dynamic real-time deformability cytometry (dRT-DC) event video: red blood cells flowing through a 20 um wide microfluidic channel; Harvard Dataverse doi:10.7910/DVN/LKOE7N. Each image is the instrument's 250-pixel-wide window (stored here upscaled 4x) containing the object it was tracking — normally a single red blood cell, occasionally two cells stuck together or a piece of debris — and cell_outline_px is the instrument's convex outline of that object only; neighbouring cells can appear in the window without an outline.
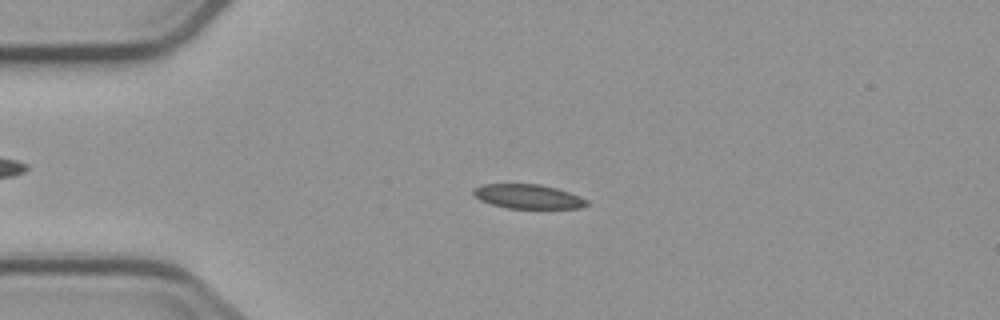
{"species": "common noctule bat (a hibernating species)", "species_latin": "Nyctalus noctula", "temperature_condition": "cold", "stored_images_in_passage": 10, "camera_frame_rate_fps": 3000, "um_per_image_px": 0.085, "animal": {"sex": "male", "body_mass_g": 23.1, "forearm_length_mm": 52.7}, "frame": {"image": 1, "passage_image": 4, "time_ms": 3.333, "image_size_px": [1000, 320], "cell_outline_px": [[588, 204], [580, 208], [508, 208], [492, 204], [480, 200], [472, 192], [472, 188], [480, 184], [540, 184], [556, 188], [580, 196], [588, 200]], "centroid_in_image_um": [44.86, 16.69], "position_along_channel_um": 40.1, "area_um2": 16.01}}
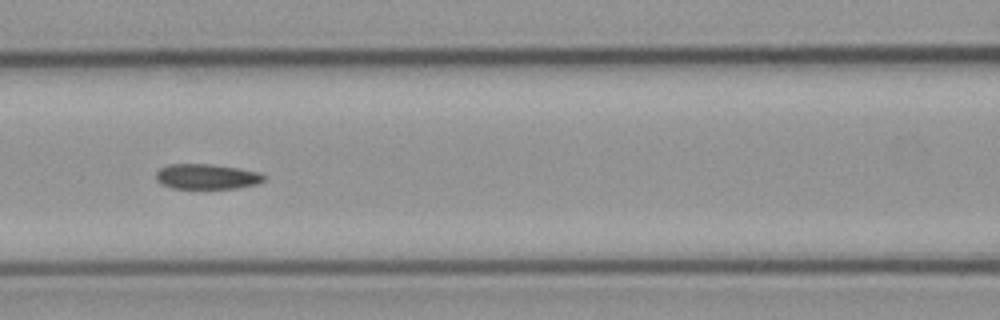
{"frame": {"image": 2, "passage_image": 7, "time_ms": 7.0, "image_size_px": [1000, 320], "cell_outline_px": [[264, 180], [256, 184], [236, 188], [172, 188], [160, 184], [156, 180], [156, 172], [160, 168], [168, 164], [212, 164], [240, 168], [260, 172], [264, 176]], "centroid_in_image_um": [17.55, 15.0], "position_along_channel_um": 149.1, "area_um2": 15.9}}
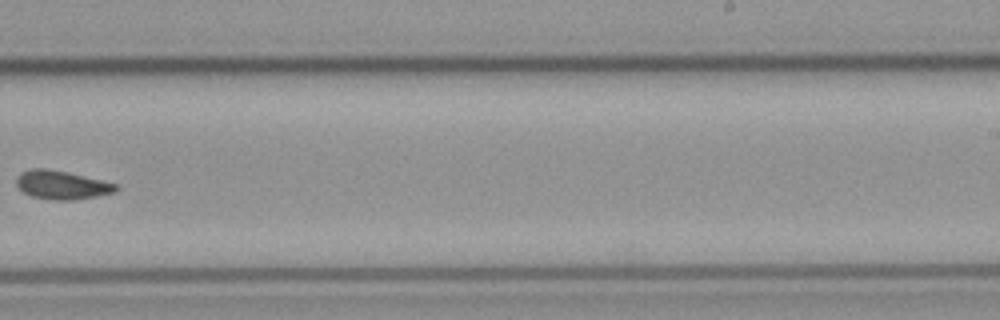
{"frame": {"image": 3, "passage_image": 10, "time_ms": 10.667, "image_size_px": [1000, 320], "cell_outline_px": [[120, 188], [116, 192], [76, 200], [52, 200], [32, 196], [24, 192], [16, 184], [16, 176], [20, 172], [32, 168], [48, 168], [68, 172], [116, 184]], "centroid_in_image_um": [5.24, 15.71], "position_along_channel_um": 283.8, "area_um2": 16.65}}